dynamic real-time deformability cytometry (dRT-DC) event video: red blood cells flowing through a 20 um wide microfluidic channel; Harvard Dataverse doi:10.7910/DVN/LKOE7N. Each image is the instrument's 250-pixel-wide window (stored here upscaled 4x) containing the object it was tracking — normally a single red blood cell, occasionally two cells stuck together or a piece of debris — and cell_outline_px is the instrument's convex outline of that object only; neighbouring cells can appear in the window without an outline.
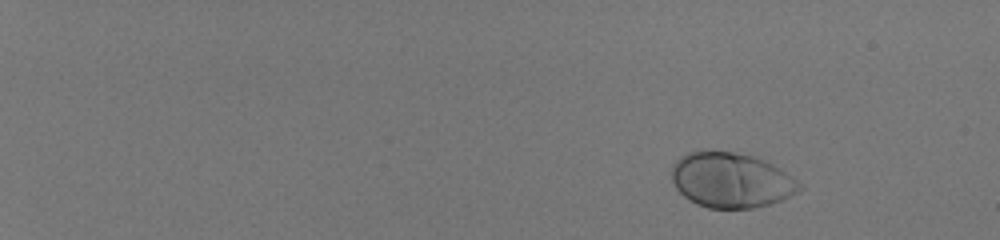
{"species": "human", "species_latin": "Homo sapiens", "temperature_condition": "room temperature", "stored_images_in_passage": 48, "camera_frame_rate_fps": 3000, "um_per_image_px": 0.085, "donor": {"sex": "male"}, "frame": {"image": 1, "passage_image": 1, "time_ms": 0.0, "image_size_px": [1000, 240], "cell_outline_px": [[804, 188], [780, 200], [768, 204], [752, 208], [708, 208], [696, 204], [688, 200], [676, 188], [672, 180], [672, 164], [680, 156], [688, 152], [732, 152], [752, 156], [764, 160], [780, 168], [804, 184]], "centroid_in_image_um": [62.15, 15.32], "position_along_channel_um": 22.9, "area_um2": 40.86}}
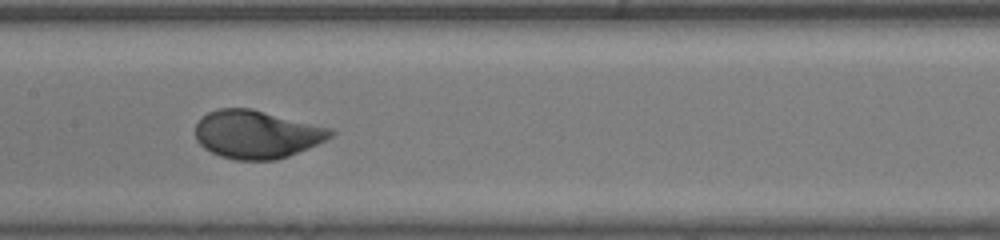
{"frame": {"image": 2, "passage_image": 27, "time_ms": 8.667, "image_size_px": [1000, 240], "cell_outline_px": [[336, 132], [332, 136], [308, 148], [288, 156], [276, 160], [236, 160], [220, 156], [204, 148], [196, 140], [196, 124], [208, 112], [216, 108], [252, 108], [332, 128]], "centroid_in_image_um": [21.82, 11.41], "position_along_channel_um": 185.6, "area_um2": 37.92}}
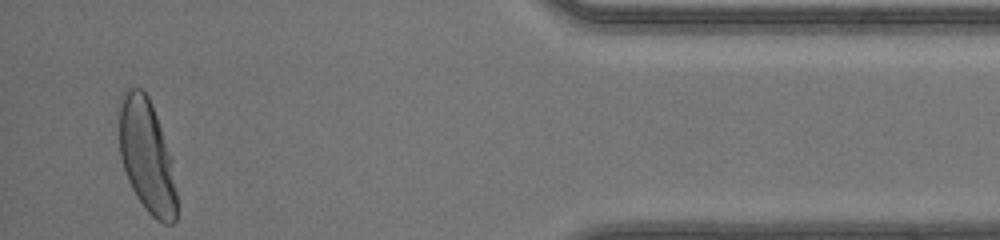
{"frame": {"image": 3, "passage_image": 47, "time_ms": 15.333, "image_size_px": [1000, 240], "cell_outline_px": [[176, 220], [172, 224], [164, 224], [156, 220], [144, 208], [136, 196], [128, 180], [120, 156], [116, 108], [120, 96], [124, 88], [140, 88], [148, 96], [152, 104], [172, 156], [176, 192]], "centroid_in_image_um": [12.44, 13.2], "position_along_channel_um": 422.8, "area_um2": 39.02}, "authors_computed_cell_mechanics": {"area_um2": 38.0324, "velocity_mm_per_s": 4.1322, "shape_relaxation_time_tau1_ms": 2.0918, "shape_relaxation_time_tau2_ms": null, "deformation_change_tau1": 0.1694, "deformation_change_tau2": null}}